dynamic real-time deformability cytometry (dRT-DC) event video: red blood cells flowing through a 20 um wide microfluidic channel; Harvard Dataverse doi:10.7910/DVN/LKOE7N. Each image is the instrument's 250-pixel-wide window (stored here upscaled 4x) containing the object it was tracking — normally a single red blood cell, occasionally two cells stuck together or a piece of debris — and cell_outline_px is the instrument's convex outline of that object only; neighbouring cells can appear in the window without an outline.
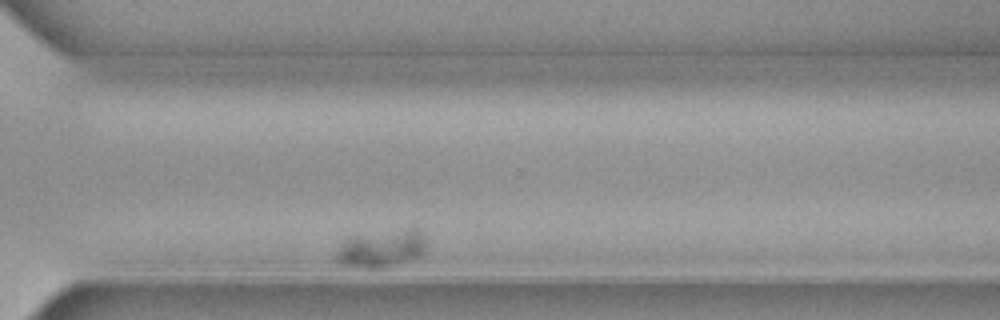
{"species": "common noctule bat (a hibernating species)", "species_latin": "Nyctalus noctula", "temperature_condition": "cold", "stored_images_in_passage": 12, "camera_frame_rate_fps": 3000, "um_per_image_px": 0.085, "animal": {"sex": "female", "body_mass_g": 19.3, "forearm_length_mm": 54.1}, "frame": {"image": 1, "passage_image": 12, "time_ms": 3.667, "image_size_px": [1000, 320], "cell_outline_px": [[428, 240], [424, 252], [420, 256], [384, 268], [364, 268], [340, 264], [336, 260], [336, 252], [340, 244], [356, 236], [416, 224]], "centroid_in_image_um": [32.54, 21.08], "position_along_channel_um": 338.1, "area_um2": 20.29}}